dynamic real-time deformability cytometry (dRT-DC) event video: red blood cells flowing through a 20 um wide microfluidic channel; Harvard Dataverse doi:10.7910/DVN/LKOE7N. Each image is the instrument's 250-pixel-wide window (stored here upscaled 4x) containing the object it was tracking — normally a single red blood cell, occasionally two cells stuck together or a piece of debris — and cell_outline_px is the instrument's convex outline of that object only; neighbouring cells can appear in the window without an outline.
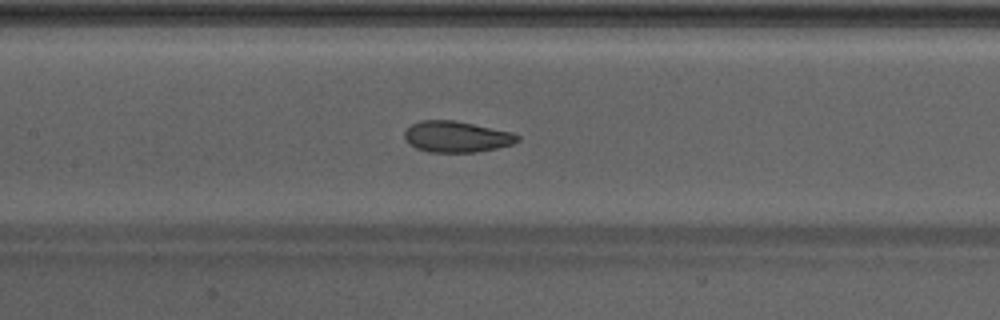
{"species": "Egyptian fruit bat (a non-hibernating species)", "species_latin": "Rousettus aegyptiacus", "temperature_condition": "warm", "stored_images_in_passage": 49, "camera_frame_rate_fps": 3000, "um_per_image_px": 0.085, "animal": {"sex": "male"}, "frame": {"image": 1, "passage_image": 24, "time_ms": 7.667, "image_size_px": [1000, 320], "cell_outline_px": [[520, 140], [512, 144], [496, 148], [476, 152], [428, 152], [416, 148], [404, 140], [404, 132], [412, 124], [420, 120], [452, 120], [512, 132], [520, 136]], "centroid_in_image_um": [38.79, 11.62], "position_along_channel_um": 168.6, "area_um2": 20.4}}
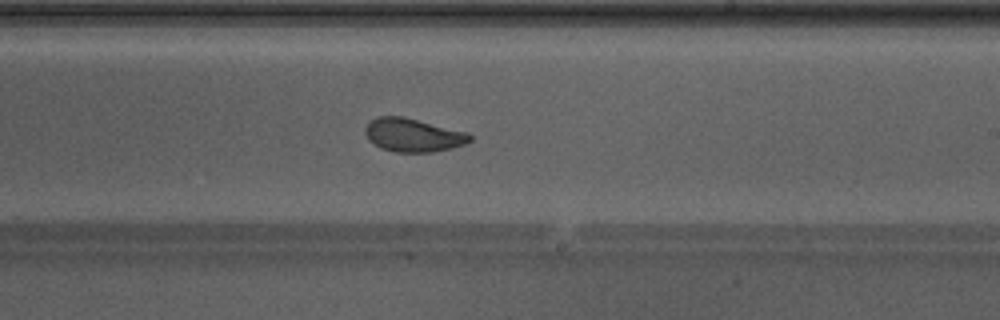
{"frame": {"image": 2, "passage_image": 30, "time_ms": 9.667, "image_size_px": [1000, 320], "cell_outline_px": [[472, 140], [464, 144], [432, 152], [396, 152], [380, 148], [368, 140], [364, 132], [364, 128], [372, 120], [380, 116], [404, 116], [468, 132], [472, 136]], "centroid_in_image_um": [35.1, 11.47], "position_along_channel_um": 253.9, "area_um2": 20.4}}
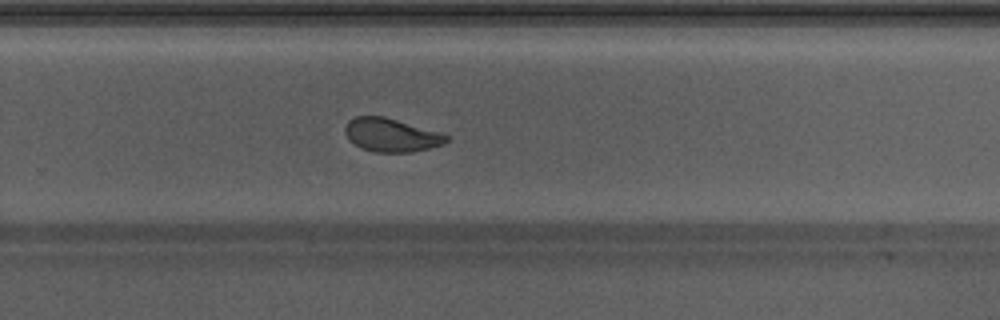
{"frame": {"image": 3, "passage_image": 33, "time_ms": 10.667, "image_size_px": [1000, 320], "cell_outline_px": [[448, 140], [444, 144], [412, 152], [376, 152], [364, 148], [348, 140], [344, 132], [344, 128], [348, 120], [356, 116], [384, 116], [440, 132], [448, 136]], "centroid_in_image_um": [33.24, 11.47], "position_along_channel_um": 296.6, "area_um2": 19.65}, "authors_computed_cell_mechanics": {"area_um2": 21.2126, "velocity_mm_per_s": 4.2857, "shape_relaxation_time_tau1_ms": 3.5894, "shape_relaxation_time_tau2_ms": 0.8845, "deformation_change_tau1": 0.1153, "deformation_change_tau2": 0.0573}}